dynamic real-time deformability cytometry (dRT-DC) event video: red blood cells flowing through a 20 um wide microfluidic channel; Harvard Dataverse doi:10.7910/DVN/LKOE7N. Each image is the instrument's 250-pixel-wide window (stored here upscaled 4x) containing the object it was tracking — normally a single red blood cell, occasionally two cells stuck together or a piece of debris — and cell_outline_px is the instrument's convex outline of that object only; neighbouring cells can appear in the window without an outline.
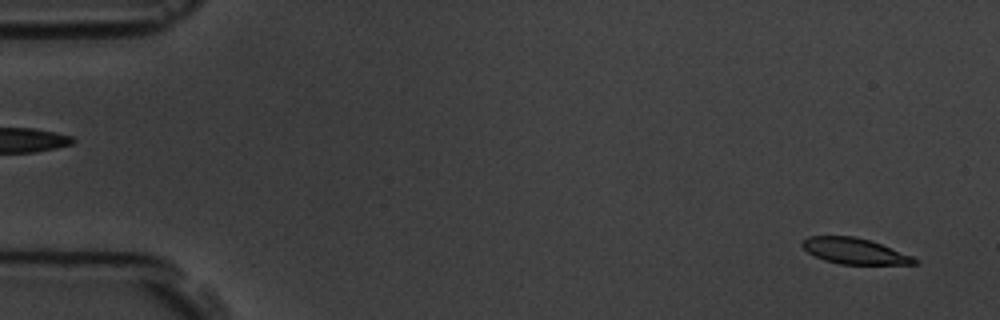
{"species": "common noctule bat (a hibernating species)", "species_latin": "Nyctalus noctula", "temperature_condition": "room temperature", "stored_images_in_passage": 4, "camera_frame_rate_fps": 3000, "um_per_image_px": 0.085, "animal": {"sex": "male", "body_mass_g": 19.5, "forearm_length_mm": 54.6}, "frame": {"image": 1, "passage_image": 1, "time_ms": 0.0, "image_size_px": [1000, 320], "cell_outline_px": [[920, 264], [840, 264], [824, 260], [808, 252], [800, 244], [800, 240], [808, 236], [856, 236], [880, 244], [912, 256], [920, 260]], "centroid_in_image_um": [72.62, 21.34], "position_along_channel_um": 12.4, "area_um2": 16.88}}